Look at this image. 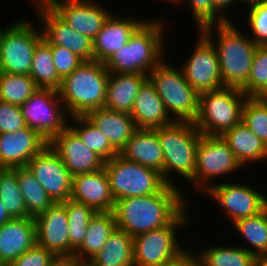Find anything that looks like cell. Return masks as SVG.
<instances>
[{"label":"cell","instance_id":"obj_1","mask_svg":"<svg viewBox=\"0 0 267 266\" xmlns=\"http://www.w3.org/2000/svg\"><path fill=\"white\" fill-rule=\"evenodd\" d=\"M178 186L166 185L159 193L115 201L117 228L135 237L169 225L187 206Z\"/></svg>","mask_w":267,"mask_h":266},{"label":"cell","instance_id":"obj_2","mask_svg":"<svg viewBox=\"0 0 267 266\" xmlns=\"http://www.w3.org/2000/svg\"><path fill=\"white\" fill-rule=\"evenodd\" d=\"M214 29L218 35L217 41L212 38ZM200 31L216 48L223 86L241 89L248 81L258 45L248 35L239 32L231 20L223 24L208 25Z\"/></svg>","mask_w":267,"mask_h":266},{"label":"cell","instance_id":"obj_3","mask_svg":"<svg viewBox=\"0 0 267 266\" xmlns=\"http://www.w3.org/2000/svg\"><path fill=\"white\" fill-rule=\"evenodd\" d=\"M109 74L104 63L91 60L62 79L58 93L69 117L104 107Z\"/></svg>","mask_w":267,"mask_h":266},{"label":"cell","instance_id":"obj_4","mask_svg":"<svg viewBox=\"0 0 267 266\" xmlns=\"http://www.w3.org/2000/svg\"><path fill=\"white\" fill-rule=\"evenodd\" d=\"M150 20H146L133 33L128 43L104 63L110 73L149 75L164 59L163 24L161 19L160 22L158 19Z\"/></svg>","mask_w":267,"mask_h":266},{"label":"cell","instance_id":"obj_5","mask_svg":"<svg viewBox=\"0 0 267 266\" xmlns=\"http://www.w3.org/2000/svg\"><path fill=\"white\" fill-rule=\"evenodd\" d=\"M156 133L164 155L161 172L164 181L168 185L177 186L169 176L174 172L191 181L195 173L196 150L202 133L193 122L186 121H174L157 127Z\"/></svg>","mask_w":267,"mask_h":266},{"label":"cell","instance_id":"obj_6","mask_svg":"<svg viewBox=\"0 0 267 266\" xmlns=\"http://www.w3.org/2000/svg\"><path fill=\"white\" fill-rule=\"evenodd\" d=\"M248 97L235 87H221L199 95V112L193 122L209 136H222L242 121L243 105Z\"/></svg>","mask_w":267,"mask_h":266},{"label":"cell","instance_id":"obj_7","mask_svg":"<svg viewBox=\"0 0 267 266\" xmlns=\"http://www.w3.org/2000/svg\"><path fill=\"white\" fill-rule=\"evenodd\" d=\"M148 79L155 86L157 94L169 116L174 117V121L196 120L200 94L186 81L181 68L175 69L163 59L151 70Z\"/></svg>","mask_w":267,"mask_h":266},{"label":"cell","instance_id":"obj_8","mask_svg":"<svg viewBox=\"0 0 267 266\" xmlns=\"http://www.w3.org/2000/svg\"><path fill=\"white\" fill-rule=\"evenodd\" d=\"M115 201L159 193L167 183L153 168L129 161L119 154L104 163Z\"/></svg>","mask_w":267,"mask_h":266},{"label":"cell","instance_id":"obj_9","mask_svg":"<svg viewBox=\"0 0 267 266\" xmlns=\"http://www.w3.org/2000/svg\"><path fill=\"white\" fill-rule=\"evenodd\" d=\"M30 23L19 20L0 29V72L30 74L35 47L43 38Z\"/></svg>","mask_w":267,"mask_h":266},{"label":"cell","instance_id":"obj_10","mask_svg":"<svg viewBox=\"0 0 267 266\" xmlns=\"http://www.w3.org/2000/svg\"><path fill=\"white\" fill-rule=\"evenodd\" d=\"M185 210L169 225L134 237V266H162L186 249L176 239V229L188 223Z\"/></svg>","mask_w":267,"mask_h":266},{"label":"cell","instance_id":"obj_11","mask_svg":"<svg viewBox=\"0 0 267 266\" xmlns=\"http://www.w3.org/2000/svg\"><path fill=\"white\" fill-rule=\"evenodd\" d=\"M64 107L57 90L43 88L35 91L20 106L26 126L48 142L69 125L70 117Z\"/></svg>","mask_w":267,"mask_h":266},{"label":"cell","instance_id":"obj_12","mask_svg":"<svg viewBox=\"0 0 267 266\" xmlns=\"http://www.w3.org/2000/svg\"><path fill=\"white\" fill-rule=\"evenodd\" d=\"M241 167L222 136L202 134L196 150V168L191 182L195 184L197 190L199 188V191L203 189V192H206L214 184L211 180L233 173Z\"/></svg>","mask_w":267,"mask_h":266},{"label":"cell","instance_id":"obj_13","mask_svg":"<svg viewBox=\"0 0 267 266\" xmlns=\"http://www.w3.org/2000/svg\"><path fill=\"white\" fill-rule=\"evenodd\" d=\"M34 219L36 244L50 251L60 261L74 259L75 250L70 246L66 206L62 202L54 203Z\"/></svg>","mask_w":267,"mask_h":266},{"label":"cell","instance_id":"obj_14","mask_svg":"<svg viewBox=\"0 0 267 266\" xmlns=\"http://www.w3.org/2000/svg\"><path fill=\"white\" fill-rule=\"evenodd\" d=\"M26 166L55 203L70 199L73 176L50 144L36 154Z\"/></svg>","mask_w":267,"mask_h":266},{"label":"cell","instance_id":"obj_15","mask_svg":"<svg viewBox=\"0 0 267 266\" xmlns=\"http://www.w3.org/2000/svg\"><path fill=\"white\" fill-rule=\"evenodd\" d=\"M190 58L181 67L186 81L199 93L223 86L216 48L201 32Z\"/></svg>","mask_w":267,"mask_h":266},{"label":"cell","instance_id":"obj_16","mask_svg":"<svg viewBox=\"0 0 267 266\" xmlns=\"http://www.w3.org/2000/svg\"><path fill=\"white\" fill-rule=\"evenodd\" d=\"M205 193L216 200L222 210L235 223L255 216L267 207V197L245 184L230 182L214 183Z\"/></svg>","mask_w":267,"mask_h":266},{"label":"cell","instance_id":"obj_17","mask_svg":"<svg viewBox=\"0 0 267 266\" xmlns=\"http://www.w3.org/2000/svg\"><path fill=\"white\" fill-rule=\"evenodd\" d=\"M97 4L96 0H54L48 6L73 30L93 40L111 14Z\"/></svg>","mask_w":267,"mask_h":266},{"label":"cell","instance_id":"obj_18","mask_svg":"<svg viewBox=\"0 0 267 266\" xmlns=\"http://www.w3.org/2000/svg\"><path fill=\"white\" fill-rule=\"evenodd\" d=\"M35 5L45 40L69 49L83 61L93 60V40L73 30L48 5Z\"/></svg>","mask_w":267,"mask_h":266},{"label":"cell","instance_id":"obj_19","mask_svg":"<svg viewBox=\"0 0 267 266\" xmlns=\"http://www.w3.org/2000/svg\"><path fill=\"white\" fill-rule=\"evenodd\" d=\"M72 176L104 168L105 161L90 150L70 124L50 142Z\"/></svg>","mask_w":267,"mask_h":266},{"label":"cell","instance_id":"obj_20","mask_svg":"<svg viewBox=\"0 0 267 266\" xmlns=\"http://www.w3.org/2000/svg\"><path fill=\"white\" fill-rule=\"evenodd\" d=\"M48 144L38 132L27 126L16 132L0 134V168L26 166Z\"/></svg>","mask_w":267,"mask_h":266},{"label":"cell","instance_id":"obj_21","mask_svg":"<svg viewBox=\"0 0 267 266\" xmlns=\"http://www.w3.org/2000/svg\"><path fill=\"white\" fill-rule=\"evenodd\" d=\"M70 198L92 207L96 212L113 211L115 205L104 168L73 176Z\"/></svg>","mask_w":267,"mask_h":266},{"label":"cell","instance_id":"obj_22","mask_svg":"<svg viewBox=\"0 0 267 266\" xmlns=\"http://www.w3.org/2000/svg\"><path fill=\"white\" fill-rule=\"evenodd\" d=\"M146 20L119 18L110 14L101 31L93 39V60L105 63L112 55L128 43L133 33Z\"/></svg>","mask_w":267,"mask_h":266},{"label":"cell","instance_id":"obj_23","mask_svg":"<svg viewBox=\"0 0 267 266\" xmlns=\"http://www.w3.org/2000/svg\"><path fill=\"white\" fill-rule=\"evenodd\" d=\"M36 244L35 219L12 218L0 226V265H8Z\"/></svg>","mask_w":267,"mask_h":266},{"label":"cell","instance_id":"obj_24","mask_svg":"<svg viewBox=\"0 0 267 266\" xmlns=\"http://www.w3.org/2000/svg\"><path fill=\"white\" fill-rule=\"evenodd\" d=\"M130 115L136 128L154 129L174 122L149 79L137 94Z\"/></svg>","mask_w":267,"mask_h":266},{"label":"cell","instance_id":"obj_25","mask_svg":"<svg viewBox=\"0 0 267 266\" xmlns=\"http://www.w3.org/2000/svg\"><path fill=\"white\" fill-rule=\"evenodd\" d=\"M119 155L129 161L163 171L164 155L156 128H137Z\"/></svg>","mask_w":267,"mask_h":266},{"label":"cell","instance_id":"obj_26","mask_svg":"<svg viewBox=\"0 0 267 266\" xmlns=\"http://www.w3.org/2000/svg\"><path fill=\"white\" fill-rule=\"evenodd\" d=\"M147 80L146 74L110 73L104 107L131 114L135 98Z\"/></svg>","mask_w":267,"mask_h":266},{"label":"cell","instance_id":"obj_27","mask_svg":"<svg viewBox=\"0 0 267 266\" xmlns=\"http://www.w3.org/2000/svg\"><path fill=\"white\" fill-rule=\"evenodd\" d=\"M85 116L106 136L118 152L126 145V142L137 129L130 114L105 107L92 110Z\"/></svg>","mask_w":267,"mask_h":266},{"label":"cell","instance_id":"obj_28","mask_svg":"<svg viewBox=\"0 0 267 266\" xmlns=\"http://www.w3.org/2000/svg\"><path fill=\"white\" fill-rule=\"evenodd\" d=\"M222 137L243 167L247 163L267 160V146L242 121Z\"/></svg>","mask_w":267,"mask_h":266},{"label":"cell","instance_id":"obj_29","mask_svg":"<svg viewBox=\"0 0 267 266\" xmlns=\"http://www.w3.org/2000/svg\"><path fill=\"white\" fill-rule=\"evenodd\" d=\"M116 228L113 211L96 212L89 221L84 242L74 253V259L89 261L100 252Z\"/></svg>","mask_w":267,"mask_h":266},{"label":"cell","instance_id":"obj_30","mask_svg":"<svg viewBox=\"0 0 267 266\" xmlns=\"http://www.w3.org/2000/svg\"><path fill=\"white\" fill-rule=\"evenodd\" d=\"M134 237L116 228L109 239L89 261L94 266H134Z\"/></svg>","mask_w":267,"mask_h":266},{"label":"cell","instance_id":"obj_31","mask_svg":"<svg viewBox=\"0 0 267 266\" xmlns=\"http://www.w3.org/2000/svg\"><path fill=\"white\" fill-rule=\"evenodd\" d=\"M12 170L16 173L27 213L30 217L35 218L55 203L27 166L13 168Z\"/></svg>","mask_w":267,"mask_h":266},{"label":"cell","instance_id":"obj_32","mask_svg":"<svg viewBox=\"0 0 267 266\" xmlns=\"http://www.w3.org/2000/svg\"><path fill=\"white\" fill-rule=\"evenodd\" d=\"M29 75L38 88L57 91L60 88L62 79L56 72L50 43L44 38L35 47Z\"/></svg>","mask_w":267,"mask_h":266},{"label":"cell","instance_id":"obj_33","mask_svg":"<svg viewBox=\"0 0 267 266\" xmlns=\"http://www.w3.org/2000/svg\"><path fill=\"white\" fill-rule=\"evenodd\" d=\"M252 247H245L257 259L267 258V207L259 214L233 223Z\"/></svg>","mask_w":267,"mask_h":266},{"label":"cell","instance_id":"obj_34","mask_svg":"<svg viewBox=\"0 0 267 266\" xmlns=\"http://www.w3.org/2000/svg\"><path fill=\"white\" fill-rule=\"evenodd\" d=\"M199 266H256L257 258L244 247L211 246L197 254Z\"/></svg>","mask_w":267,"mask_h":266},{"label":"cell","instance_id":"obj_35","mask_svg":"<svg viewBox=\"0 0 267 266\" xmlns=\"http://www.w3.org/2000/svg\"><path fill=\"white\" fill-rule=\"evenodd\" d=\"M76 126H70L82 142L105 162L114 158L119 152L110 144L106 136L96 128L86 116L70 117Z\"/></svg>","mask_w":267,"mask_h":266},{"label":"cell","instance_id":"obj_36","mask_svg":"<svg viewBox=\"0 0 267 266\" xmlns=\"http://www.w3.org/2000/svg\"><path fill=\"white\" fill-rule=\"evenodd\" d=\"M39 88L30 75L0 72V101L21 106Z\"/></svg>","mask_w":267,"mask_h":266},{"label":"cell","instance_id":"obj_37","mask_svg":"<svg viewBox=\"0 0 267 266\" xmlns=\"http://www.w3.org/2000/svg\"><path fill=\"white\" fill-rule=\"evenodd\" d=\"M0 198L11 218L30 217L16 173L12 169L0 168Z\"/></svg>","mask_w":267,"mask_h":266},{"label":"cell","instance_id":"obj_38","mask_svg":"<svg viewBox=\"0 0 267 266\" xmlns=\"http://www.w3.org/2000/svg\"><path fill=\"white\" fill-rule=\"evenodd\" d=\"M62 203L66 206L68 216L70 246L76 251L84 242L89 221L96 211L71 198Z\"/></svg>","mask_w":267,"mask_h":266},{"label":"cell","instance_id":"obj_39","mask_svg":"<svg viewBox=\"0 0 267 266\" xmlns=\"http://www.w3.org/2000/svg\"><path fill=\"white\" fill-rule=\"evenodd\" d=\"M242 122L267 146V101L248 97L242 109Z\"/></svg>","mask_w":267,"mask_h":266},{"label":"cell","instance_id":"obj_40","mask_svg":"<svg viewBox=\"0 0 267 266\" xmlns=\"http://www.w3.org/2000/svg\"><path fill=\"white\" fill-rule=\"evenodd\" d=\"M267 86V45H258L247 83L240 89L247 97H256Z\"/></svg>","mask_w":267,"mask_h":266},{"label":"cell","instance_id":"obj_41","mask_svg":"<svg viewBox=\"0 0 267 266\" xmlns=\"http://www.w3.org/2000/svg\"><path fill=\"white\" fill-rule=\"evenodd\" d=\"M183 1L187 2V0H178L176 3ZM188 2L199 31L208 25L223 24L230 21V18L225 16L226 13L222 14L214 6L213 0H188Z\"/></svg>","mask_w":267,"mask_h":266},{"label":"cell","instance_id":"obj_42","mask_svg":"<svg viewBox=\"0 0 267 266\" xmlns=\"http://www.w3.org/2000/svg\"><path fill=\"white\" fill-rule=\"evenodd\" d=\"M248 26L252 29L249 37L257 45H267V2L248 8Z\"/></svg>","mask_w":267,"mask_h":266},{"label":"cell","instance_id":"obj_43","mask_svg":"<svg viewBox=\"0 0 267 266\" xmlns=\"http://www.w3.org/2000/svg\"><path fill=\"white\" fill-rule=\"evenodd\" d=\"M50 47L56 72L61 79L70 75L83 63L80 57L63 46L50 44Z\"/></svg>","mask_w":267,"mask_h":266},{"label":"cell","instance_id":"obj_44","mask_svg":"<svg viewBox=\"0 0 267 266\" xmlns=\"http://www.w3.org/2000/svg\"><path fill=\"white\" fill-rule=\"evenodd\" d=\"M59 261L50 251L35 244L8 266H55Z\"/></svg>","mask_w":267,"mask_h":266},{"label":"cell","instance_id":"obj_45","mask_svg":"<svg viewBox=\"0 0 267 266\" xmlns=\"http://www.w3.org/2000/svg\"><path fill=\"white\" fill-rule=\"evenodd\" d=\"M26 127L20 106L0 101V134Z\"/></svg>","mask_w":267,"mask_h":266},{"label":"cell","instance_id":"obj_46","mask_svg":"<svg viewBox=\"0 0 267 266\" xmlns=\"http://www.w3.org/2000/svg\"><path fill=\"white\" fill-rule=\"evenodd\" d=\"M193 254L185 249L176 258L166 262L162 266H199L198 256Z\"/></svg>","mask_w":267,"mask_h":266},{"label":"cell","instance_id":"obj_47","mask_svg":"<svg viewBox=\"0 0 267 266\" xmlns=\"http://www.w3.org/2000/svg\"><path fill=\"white\" fill-rule=\"evenodd\" d=\"M237 0H213L214 6L222 13L224 14L225 11L227 10L228 6L230 7L232 3H235ZM227 6V7H226ZM224 12V13H223Z\"/></svg>","mask_w":267,"mask_h":266},{"label":"cell","instance_id":"obj_48","mask_svg":"<svg viewBox=\"0 0 267 266\" xmlns=\"http://www.w3.org/2000/svg\"><path fill=\"white\" fill-rule=\"evenodd\" d=\"M63 266H94L90 261H79L76 259H69L63 261Z\"/></svg>","mask_w":267,"mask_h":266},{"label":"cell","instance_id":"obj_49","mask_svg":"<svg viewBox=\"0 0 267 266\" xmlns=\"http://www.w3.org/2000/svg\"><path fill=\"white\" fill-rule=\"evenodd\" d=\"M11 219L12 218L7 213L6 208L4 207V204L0 198V226H2L5 222H8Z\"/></svg>","mask_w":267,"mask_h":266},{"label":"cell","instance_id":"obj_50","mask_svg":"<svg viewBox=\"0 0 267 266\" xmlns=\"http://www.w3.org/2000/svg\"><path fill=\"white\" fill-rule=\"evenodd\" d=\"M239 1H241V3L244 2L245 4L248 3L249 7L267 2V0H239Z\"/></svg>","mask_w":267,"mask_h":266},{"label":"cell","instance_id":"obj_51","mask_svg":"<svg viewBox=\"0 0 267 266\" xmlns=\"http://www.w3.org/2000/svg\"><path fill=\"white\" fill-rule=\"evenodd\" d=\"M256 97L258 99L267 101V86Z\"/></svg>","mask_w":267,"mask_h":266},{"label":"cell","instance_id":"obj_52","mask_svg":"<svg viewBox=\"0 0 267 266\" xmlns=\"http://www.w3.org/2000/svg\"><path fill=\"white\" fill-rule=\"evenodd\" d=\"M256 266H267V259L266 258L258 259L256 262Z\"/></svg>","mask_w":267,"mask_h":266},{"label":"cell","instance_id":"obj_53","mask_svg":"<svg viewBox=\"0 0 267 266\" xmlns=\"http://www.w3.org/2000/svg\"><path fill=\"white\" fill-rule=\"evenodd\" d=\"M52 1H54V0H34L33 4H46V5H48Z\"/></svg>","mask_w":267,"mask_h":266},{"label":"cell","instance_id":"obj_54","mask_svg":"<svg viewBox=\"0 0 267 266\" xmlns=\"http://www.w3.org/2000/svg\"><path fill=\"white\" fill-rule=\"evenodd\" d=\"M55 266H63V261H59Z\"/></svg>","mask_w":267,"mask_h":266},{"label":"cell","instance_id":"obj_55","mask_svg":"<svg viewBox=\"0 0 267 266\" xmlns=\"http://www.w3.org/2000/svg\"><path fill=\"white\" fill-rule=\"evenodd\" d=\"M168 1L176 3L178 0H168Z\"/></svg>","mask_w":267,"mask_h":266}]
</instances>
